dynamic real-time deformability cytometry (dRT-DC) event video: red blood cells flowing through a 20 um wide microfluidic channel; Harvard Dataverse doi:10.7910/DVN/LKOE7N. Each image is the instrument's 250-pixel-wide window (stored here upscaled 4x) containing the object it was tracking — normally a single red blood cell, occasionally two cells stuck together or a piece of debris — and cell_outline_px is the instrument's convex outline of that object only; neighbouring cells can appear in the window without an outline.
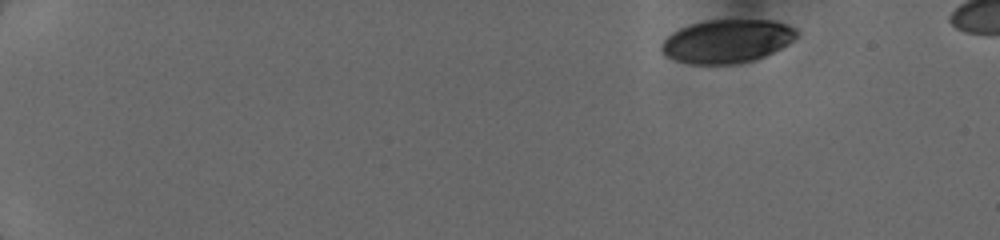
{"species": "human", "species_latin": "Homo sapiens", "temperature_condition": "cold", "stored_images_in_passage": 7, "camera_frame_rate_fps": 3000, "um_per_image_px": 0.085, "donor": {"sex": "female"}, "frame": {"image": 1, "passage_image": 1, "time_ms": 0.0, "image_size_px": [1000, 240], "cell_outline_px": [[796, 36], [788, 44], [756, 60], [736, 64], [692, 64], [676, 60], [664, 56], [660, 48], [660, 44], [672, 32], [680, 28], [692, 24], [708, 20], [776, 20], [796, 28]], "centroid_in_image_um": [61.78, 3.5], "position_along_channel_um": 23.2, "area_um2": 34.22}}
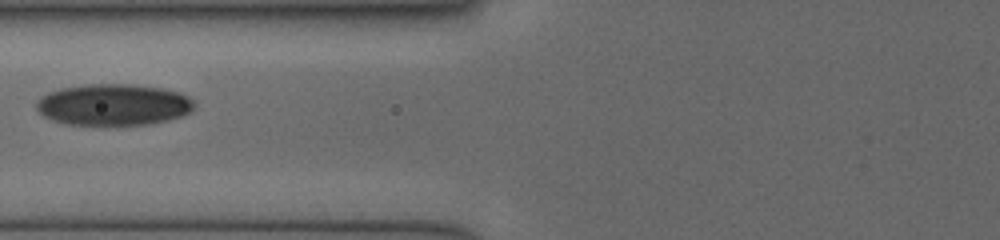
{"frame": {"image": 2, "passage_image": 6, "time_ms": 5.667, "image_size_px": [1000, 240], "cell_outline_px": [[196, 104], [188, 112], [180, 116], [164, 120], [144, 124], [68, 124], [52, 120], [44, 116], [36, 108], [36, 100], [40, 96], [48, 92], [60, 88], [84, 84], [128, 84], [164, 88], [180, 92], [188, 96]], "centroid_in_image_um": [9.6, 8.87], "position_along_channel_um": 116.2, "area_um2": 37.92}}
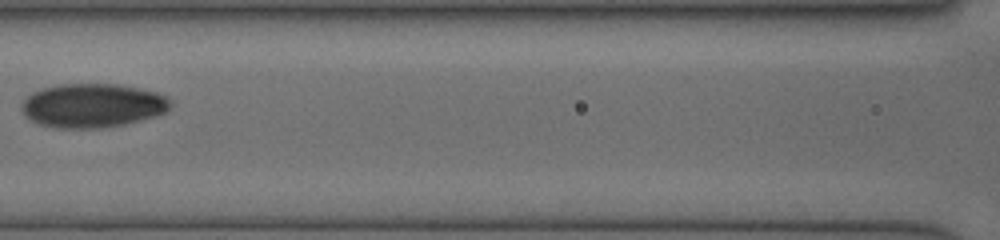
{"frame": {"image": 3, "passage_image": 7, "time_ms": 6.667, "image_size_px": [1000, 240], "cell_outline_px": [[172, 104], [164, 112], [152, 116], [124, 124], [96, 128], [64, 128], [40, 124], [32, 120], [24, 112], [24, 100], [32, 92], [40, 88], [56, 84], [116, 84], [140, 88], [156, 92], [168, 96], [172, 100]], "centroid_in_image_um": [7.9, 8.94], "position_along_channel_um": 158.7, "area_um2": 37.69}}